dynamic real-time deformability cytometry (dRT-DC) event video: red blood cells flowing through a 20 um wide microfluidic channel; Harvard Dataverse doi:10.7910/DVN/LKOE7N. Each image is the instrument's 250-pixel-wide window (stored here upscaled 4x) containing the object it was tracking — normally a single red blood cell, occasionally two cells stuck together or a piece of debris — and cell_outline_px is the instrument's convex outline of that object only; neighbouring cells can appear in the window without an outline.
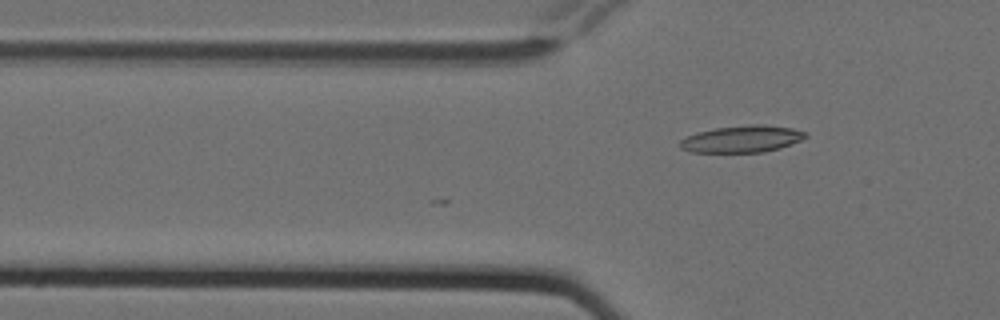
{"species": "Egyptian fruit bat (a non-hibernating species)", "species_latin": "Rousettus aegyptiacus", "temperature_condition": "cold", "stored_images_in_passage": 4, "camera_frame_rate_fps": 3000, "um_per_image_px": 0.085, "animal": {"sex": "female"}, "frame": {"image": 1, "passage_image": 2, "time_ms": 0.333, "image_size_px": [1000, 320], "cell_outline_px": [[808, 136], [792, 144], [780, 148], [764, 152], [692, 152], [680, 148], [680, 140], [696, 132], [716, 128], [748, 124], [764, 124], [792, 128], [808, 132]], "centroid_in_image_um": [63.1, 11.8], "position_along_channel_um": 62.7, "area_um2": 19.77}}
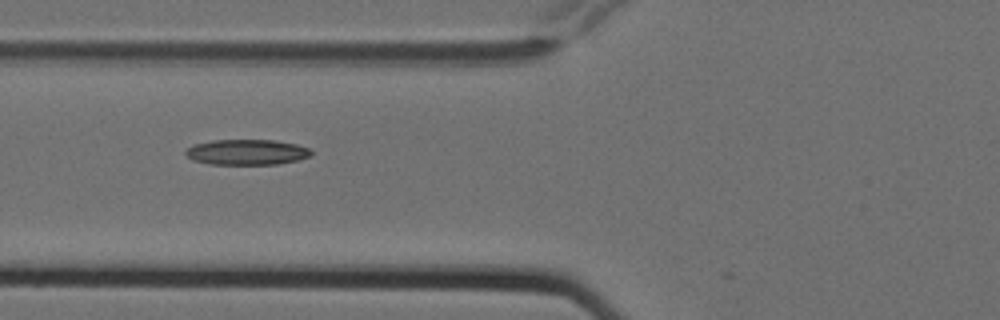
{"frame": {"image": 2, "passage_image": 3, "time_ms": 0.667, "image_size_px": [1000, 320], "cell_outline_px": [[312, 156], [296, 160], [276, 164], [208, 164], [192, 160], [184, 152], [192, 144], [212, 140], [276, 140], [296, 144], [308, 148], [312, 152]], "centroid_in_image_um": [20.95, 12.92], "position_along_channel_um": 104.8, "area_um2": 18.67}}
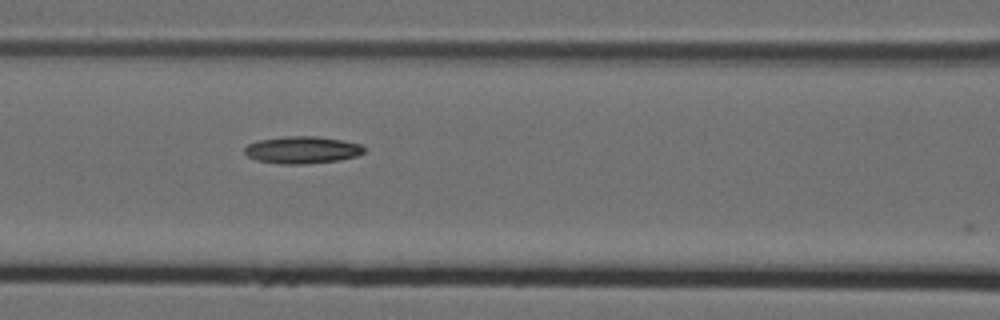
{"frame": {"image": 3, "passage_image": 4, "time_ms": 1.0, "image_size_px": [1000, 320], "cell_outline_px": [[364, 152], [356, 156], [340, 160], [304, 164], [280, 164], [256, 160], [248, 156], [244, 152], [244, 148], [248, 144], [256, 140], [284, 136], [316, 136], [344, 140], [360, 144], [364, 148]], "centroid_in_image_um": [25.66, 12.74], "position_along_channel_um": 140.9, "area_um2": 19.07}}